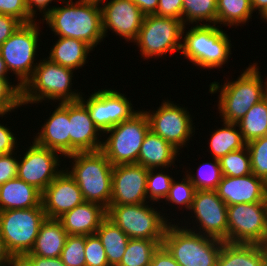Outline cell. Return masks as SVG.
<instances>
[{
  "label": "cell",
  "mask_w": 267,
  "mask_h": 266,
  "mask_svg": "<svg viewBox=\"0 0 267 266\" xmlns=\"http://www.w3.org/2000/svg\"><path fill=\"white\" fill-rule=\"evenodd\" d=\"M11 257H12V254L7 249L5 241L0 235V266H7Z\"/></svg>",
  "instance_id": "obj_53"
},
{
  "label": "cell",
  "mask_w": 267,
  "mask_h": 266,
  "mask_svg": "<svg viewBox=\"0 0 267 266\" xmlns=\"http://www.w3.org/2000/svg\"><path fill=\"white\" fill-rule=\"evenodd\" d=\"M253 12L255 10L259 11V14L262 13L267 8V0H251Z\"/></svg>",
  "instance_id": "obj_54"
},
{
  "label": "cell",
  "mask_w": 267,
  "mask_h": 266,
  "mask_svg": "<svg viewBox=\"0 0 267 266\" xmlns=\"http://www.w3.org/2000/svg\"><path fill=\"white\" fill-rule=\"evenodd\" d=\"M85 266H110L101 240L96 234L86 236Z\"/></svg>",
  "instance_id": "obj_42"
},
{
  "label": "cell",
  "mask_w": 267,
  "mask_h": 266,
  "mask_svg": "<svg viewBox=\"0 0 267 266\" xmlns=\"http://www.w3.org/2000/svg\"><path fill=\"white\" fill-rule=\"evenodd\" d=\"M86 235H67L60 258L65 266H85Z\"/></svg>",
  "instance_id": "obj_38"
},
{
  "label": "cell",
  "mask_w": 267,
  "mask_h": 266,
  "mask_svg": "<svg viewBox=\"0 0 267 266\" xmlns=\"http://www.w3.org/2000/svg\"><path fill=\"white\" fill-rule=\"evenodd\" d=\"M178 152L170 143L149 130L142 142L137 164L147 169L171 167L180 154Z\"/></svg>",
  "instance_id": "obj_25"
},
{
  "label": "cell",
  "mask_w": 267,
  "mask_h": 266,
  "mask_svg": "<svg viewBox=\"0 0 267 266\" xmlns=\"http://www.w3.org/2000/svg\"><path fill=\"white\" fill-rule=\"evenodd\" d=\"M45 220L43 207L0 211V235L9 252L12 255L28 254Z\"/></svg>",
  "instance_id": "obj_9"
},
{
  "label": "cell",
  "mask_w": 267,
  "mask_h": 266,
  "mask_svg": "<svg viewBox=\"0 0 267 266\" xmlns=\"http://www.w3.org/2000/svg\"><path fill=\"white\" fill-rule=\"evenodd\" d=\"M22 23L13 16L0 14V46Z\"/></svg>",
  "instance_id": "obj_47"
},
{
  "label": "cell",
  "mask_w": 267,
  "mask_h": 266,
  "mask_svg": "<svg viewBox=\"0 0 267 266\" xmlns=\"http://www.w3.org/2000/svg\"><path fill=\"white\" fill-rule=\"evenodd\" d=\"M242 138L247 144L252 140L267 136V99L255 104L245 116L237 122Z\"/></svg>",
  "instance_id": "obj_31"
},
{
  "label": "cell",
  "mask_w": 267,
  "mask_h": 266,
  "mask_svg": "<svg viewBox=\"0 0 267 266\" xmlns=\"http://www.w3.org/2000/svg\"><path fill=\"white\" fill-rule=\"evenodd\" d=\"M146 204L109 205L107 217L130 239L163 240L169 222Z\"/></svg>",
  "instance_id": "obj_8"
},
{
  "label": "cell",
  "mask_w": 267,
  "mask_h": 266,
  "mask_svg": "<svg viewBox=\"0 0 267 266\" xmlns=\"http://www.w3.org/2000/svg\"><path fill=\"white\" fill-rule=\"evenodd\" d=\"M149 130L147 115L140 110L105 132L110 135L105 141L102 139L101 151L113 166L137 163L142 142Z\"/></svg>",
  "instance_id": "obj_7"
},
{
  "label": "cell",
  "mask_w": 267,
  "mask_h": 266,
  "mask_svg": "<svg viewBox=\"0 0 267 266\" xmlns=\"http://www.w3.org/2000/svg\"><path fill=\"white\" fill-rule=\"evenodd\" d=\"M73 71L48 57L40 60L31 78L22 87V105L37 104L43 100H58L60 103L79 101L82 95L71 89Z\"/></svg>",
  "instance_id": "obj_5"
},
{
  "label": "cell",
  "mask_w": 267,
  "mask_h": 266,
  "mask_svg": "<svg viewBox=\"0 0 267 266\" xmlns=\"http://www.w3.org/2000/svg\"><path fill=\"white\" fill-rule=\"evenodd\" d=\"M228 243L267 246V203L227 206Z\"/></svg>",
  "instance_id": "obj_12"
},
{
  "label": "cell",
  "mask_w": 267,
  "mask_h": 266,
  "mask_svg": "<svg viewBox=\"0 0 267 266\" xmlns=\"http://www.w3.org/2000/svg\"><path fill=\"white\" fill-rule=\"evenodd\" d=\"M5 114H0L3 117ZM10 128L0 123V155L15 153L17 140Z\"/></svg>",
  "instance_id": "obj_46"
},
{
  "label": "cell",
  "mask_w": 267,
  "mask_h": 266,
  "mask_svg": "<svg viewBox=\"0 0 267 266\" xmlns=\"http://www.w3.org/2000/svg\"><path fill=\"white\" fill-rule=\"evenodd\" d=\"M150 266H180L163 245L153 253Z\"/></svg>",
  "instance_id": "obj_48"
},
{
  "label": "cell",
  "mask_w": 267,
  "mask_h": 266,
  "mask_svg": "<svg viewBox=\"0 0 267 266\" xmlns=\"http://www.w3.org/2000/svg\"><path fill=\"white\" fill-rule=\"evenodd\" d=\"M171 223L166 227L162 245L180 266H217L224 241L197 233L194 226L188 229Z\"/></svg>",
  "instance_id": "obj_4"
},
{
  "label": "cell",
  "mask_w": 267,
  "mask_h": 266,
  "mask_svg": "<svg viewBox=\"0 0 267 266\" xmlns=\"http://www.w3.org/2000/svg\"><path fill=\"white\" fill-rule=\"evenodd\" d=\"M8 78H0V114H7L22 106V86L11 84Z\"/></svg>",
  "instance_id": "obj_40"
},
{
  "label": "cell",
  "mask_w": 267,
  "mask_h": 266,
  "mask_svg": "<svg viewBox=\"0 0 267 266\" xmlns=\"http://www.w3.org/2000/svg\"><path fill=\"white\" fill-rule=\"evenodd\" d=\"M215 25L193 26L182 35L181 53L200 68H222L231 53L229 36Z\"/></svg>",
  "instance_id": "obj_6"
},
{
  "label": "cell",
  "mask_w": 267,
  "mask_h": 266,
  "mask_svg": "<svg viewBox=\"0 0 267 266\" xmlns=\"http://www.w3.org/2000/svg\"><path fill=\"white\" fill-rule=\"evenodd\" d=\"M100 6L104 37L111 29L128 42L137 39L145 15L131 0H109Z\"/></svg>",
  "instance_id": "obj_18"
},
{
  "label": "cell",
  "mask_w": 267,
  "mask_h": 266,
  "mask_svg": "<svg viewBox=\"0 0 267 266\" xmlns=\"http://www.w3.org/2000/svg\"><path fill=\"white\" fill-rule=\"evenodd\" d=\"M59 152L32 142L18 161L17 177L34 186L41 193L63 171L59 170Z\"/></svg>",
  "instance_id": "obj_15"
},
{
  "label": "cell",
  "mask_w": 267,
  "mask_h": 266,
  "mask_svg": "<svg viewBox=\"0 0 267 266\" xmlns=\"http://www.w3.org/2000/svg\"><path fill=\"white\" fill-rule=\"evenodd\" d=\"M215 190L227 206L267 203V183L253 173L243 177L223 176Z\"/></svg>",
  "instance_id": "obj_20"
},
{
  "label": "cell",
  "mask_w": 267,
  "mask_h": 266,
  "mask_svg": "<svg viewBox=\"0 0 267 266\" xmlns=\"http://www.w3.org/2000/svg\"><path fill=\"white\" fill-rule=\"evenodd\" d=\"M34 266H65L60 257L46 258L41 256H27Z\"/></svg>",
  "instance_id": "obj_51"
},
{
  "label": "cell",
  "mask_w": 267,
  "mask_h": 266,
  "mask_svg": "<svg viewBox=\"0 0 267 266\" xmlns=\"http://www.w3.org/2000/svg\"><path fill=\"white\" fill-rule=\"evenodd\" d=\"M52 1L53 0H26L29 14L34 18L37 12L36 10H39V12H43L44 15L42 16L44 18L54 8L49 6V3H52Z\"/></svg>",
  "instance_id": "obj_49"
},
{
  "label": "cell",
  "mask_w": 267,
  "mask_h": 266,
  "mask_svg": "<svg viewBox=\"0 0 267 266\" xmlns=\"http://www.w3.org/2000/svg\"><path fill=\"white\" fill-rule=\"evenodd\" d=\"M101 240L110 266H117L125 253L129 237L108 217L95 233Z\"/></svg>",
  "instance_id": "obj_29"
},
{
  "label": "cell",
  "mask_w": 267,
  "mask_h": 266,
  "mask_svg": "<svg viewBox=\"0 0 267 266\" xmlns=\"http://www.w3.org/2000/svg\"><path fill=\"white\" fill-rule=\"evenodd\" d=\"M185 28L182 20L146 15L134 43L140 48L144 59L159 58L169 52L181 51Z\"/></svg>",
  "instance_id": "obj_10"
},
{
  "label": "cell",
  "mask_w": 267,
  "mask_h": 266,
  "mask_svg": "<svg viewBox=\"0 0 267 266\" xmlns=\"http://www.w3.org/2000/svg\"><path fill=\"white\" fill-rule=\"evenodd\" d=\"M217 266H267V246L224 242Z\"/></svg>",
  "instance_id": "obj_26"
},
{
  "label": "cell",
  "mask_w": 267,
  "mask_h": 266,
  "mask_svg": "<svg viewBox=\"0 0 267 266\" xmlns=\"http://www.w3.org/2000/svg\"><path fill=\"white\" fill-rule=\"evenodd\" d=\"M219 164L223 176L243 177L252 173L247 146L221 157Z\"/></svg>",
  "instance_id": "obj_35"
},
{
  "label": "cell",
  "mask_w": 267,
  "mask_h": 266,
  "mask_svg": "<svg viewBox=\"0 0 267 266\" xmlns=\"http://www.w3.org/2000/svg\"><path fill=\"white\" fill-rule=\"evenodd\" d=\"M149 121L150 130L166 140L178 151L192 137L194 131L192 116L186 108L164 101L156 111H144ZM184 145V146H183Z\"/></svg>",
  "instance_id": "obj_13"
},
{
  "label": "cell",
  "mask_w": 267,
  "mask_h": 266,
  "mask_svg": "<svg viewBox=\"0 0 267 266\" xmlns=\"http://www.w3.org/2000/svg\"><path fill=\"white\" fill-rule=\"evenodd\" d=\"M0 14L13 16L22 24L36 20L29 14L26 0H0Z\"/></svg>",
  "instance_id": "obj_43"
},
{
  "label": "cell",
  "mask_w": 267,
  "mask_h": 266,
  "mask_svg": "<svg viewBox=\"0 0 267 266\" xmlns=\"http://www.w3.org/2000/svg\"><path fill=\"white\" fill-rule=\"evenodd\" d=\"M107 217V209L100 204L83 202L65 212L58 220L68 235H93Z\"/></svg>",
  "instance_id": "obj_23"
},
{
  "label": "cell",
  "mask_w": 267,
  "mask_h": 266,
  "mask_svg": "<svg viewBox=\"0 0 267 266\" xmlns=\"http://www.w3.org/2000/svg\"><path fill=\"white\" fill-rule=\"evenodd\" d=\"M155 169H148L146 192L147 199L152 202H158L168 196L172 181L174 178L162 172L154 173Z\"/></svg>",
  "instance_id": "obj_39"
},
{
  "label": "cell",
  "mask_w": 267,
  "mask_h": 266,
  "mask_svg": "<svg viewBox=\"0 0 267 266\" xmlns=\"http://www.w3.org/2000/svg\"><path fill=\"white\" fill-rule=\"evenodd\" d=\"M13 153L0 155V185L17 177L18 161Z\"/></svg>",
  "instance_id": "obj_44"
},
{
  "label": "cell",
  "mask_w": 267,
  "mask_h": 266,
  "mask_svg": "<svg viewBox=\"0 0 267 266\" xmlns=\"http://www.w3.org/2000/svg\"><path fill=\"white\" fill-rule=\"evenodd\" d=\"M253 63L235 81L212 82L209 86L211 94L220 92L218 109L221 122L237 123L257 103L265 98L267 92V81L261 80L259 66Z\"/></svg>",
  "instance_id": "obj_2"
},
{
  "label": "cell",
  "mask_w": 267,
  "mask_h": 266,
  "mask_svg": "<svg viewBox=\"0 0 267 266\" xmlns=\"http://www.w3.org/2000/svg\"><path fill=\"white\" fill-rule=\"evenodd\" d=\"M104 1H106V0H99V3L102 4Z\"/></svg>",
  "instance_id": "obj_57"
},
{
  "label": "cell",
  "mask_w": 267,
  "mask_h": 266,
  "mask_svg": "<svg viewBox=\"0 0 267 266\" xmlns=\"http://www.w3.org/2000/svg\"><path fill=\"white\" fill-rule=\"evenodd\" d=\"M67 235L58 219L46 218L39 228L33 248L26 256L60 257Z\"/></svg>",
  "instance_id": "obj_27"
},
{
  "label": "cell",
  "mask_w": 267,
  "mask_h": 266,
  "mask_svg": "<svg viewBox=\"0 0 267 266\" xmlns=\"http://www.w3.org/2000/svg\"><path fill=\"white\" fill-rule=\"evenodd\" d=\"M196 192L195 186L191 183L187 175L181 182L173 179L168 196L165 198L168 203L184 205L186 209L190 210L194 195Z\"/></svg>",
  "instance_id": "obj_41"
},
{
  "label": "cell",
  "mask_w": 267,
  "mask_h": 266,
  "mask_svg": "<svg viewBox=\"0 0 267 266\" xmlns=\"http://www.w3.org/2000/svg\"><path fill=\"white\" fill-rule=\"evenodd\" d=\"M260 17L267 22V8L262 13H260Z\"/></svg>",
  "instance_id": "obj_56"
},
{
  "label": "cell",
  "mask_w": 267,
  "mask_h": 266,
  "mask_svg": "<svg viewBox=\"0 0 267 266\" xmlns=\"http://www.w3.org/2000/svg\"><path fill=\"white\" fill-rule=\"evenodd\" d=\"M251 0H217V24L239 26L253 14Z\"/></svg>",
  "instance_id": "obj_32"
},
{
  "label": "cell",
  "mask_w": 267,
  "mask_h": 266,
  "mask_svg": "<svg viewBox=\"0 0 267 266\" xmlns=\"http://www.w3.org/2000/svg\"><path fill=\"white\" fill-rule=\"evenodd\" d=\"M66 4L54 8L44 17L58 37L86 42L92 49L103 41L102 11L99 0H61Z\"/></svg>",
  "instance_id": "obj_1"
},
{
  "label": "cell",
  "mask_w": 267,
  "mask_h": 266,
  "mask_svg": "<svg viewBox=\"0 0 267 266\" xmlns=\"http://www.w3.org/2000/svg\"><path fill=\"white\" fill-rule=\"evenodd\" d=\"M205 20V21H204ZM217 25V0H183L182 22L186 26L195 22ZM187 22V23H186Z\"/></svg>",
  "instance_id": "obj_34"
},
{
  "label": "cell",
  "mask_w": 267,
  "mask_h": 266,
  "mask_svg": "<svg viewBox=\"0 0 267 266\" xmlns=\"http://www.w3.org/2000/svg\"><path fill=\"white\" fill-rule=\"evenodd\" d=\"M56 107L35 136L34 142L59 152L65 158L70 155L69 102L59 103Z\"/></svg>",
  "instance_id": "obj_22"
},
{
  "label": "cell",
  "mask_w": 267,
  "mask_h": 266,
  "mask_svg": "<svg viewBox=\"0 0 267 266\" xmlns=\"http://www.w3.org/2000/svg\"><path fill=\"white\" fill-rule=\"evenodd\" d=\"M190 210L200 226L197 233L228 243L227 205L216 190H196Z\"/></svg>",
  "instance_id": "obj_16"
},
{
  "label": "cell",
  "mask_w": 267,
  "mask_h": 266,
  "mask_svg": "<svg viewBox=\"0 0 267 266\" xmlns=\"http://www.w3.org/2000/svg\"><path fill=\"white\" fill-rule=\"evenodd\" d=\"M72 159L71 171L66 170L78 184L85 202L100 204L108 209L112 193L113 165L99 151L76 152L68 155Z\"/></svg>",
  "instance_id": "obj_3"
},
{
  "label": "cell",
  "mask_w": 267,
  "mask_h": 266,
  "mask_svg": "<svg viewBox=\"0 0 267 266\" xmlns=\"http://www.w3.org/2000/svg\"><path fill=\"white\" fill-rule=\"evenodd\" d=\"M224 127L215 130L210 139L211 156L220 159L230 152L240 150L246 146L237 123L223 122ZM237 129V130H236Z\"/></svg>",
  "instance_id": "obj_30"
},
{
  "label": "cell",
  "mask_w": 267,
  "mask_h": 266,
  "mask_svg": "<svg viewBox=\"0 0 267 266\" xmlns=\"http://www.w3.org/2000/svg\"><path fill=\"white\" fill-rule=\"evenodd\" d=\"M146 15H154L158 8L159 0H131Z\"/></svg>",
  "instance_id": "obj_50"
},
{
  "label": "cell",
  "mask_w": 267,
  "mask_h": 266,
  "mask_svg": "<svg viewBox=\"0 0 267 266\" xmlns=\"http://www.w3.org/2000/svg\"><path fill=\"white\" fill-rule=\"evenodd\" d=\"M36 21L21 24L15 32L0 46V54L7 70L15 74L18 83L23 87L31 78L38 65L36 50L38 49L39 24ZM20 81V82H19Z\"/></svg>",
  "instance_id": "obj_11"
},
{
  "label": "cell",
  "mask_w": 267,
  "mask_h": 266,
  "mask_svg": "<svg viewBox=\"0 0 267 266\" xmlns=\"http://www.w3.org/2000/svg\"><path fill=\"white\" fill-rule=\"evenodd\" d=\"M147 176L148 169L137 163L113 166L110 205L148 203Z\"/></svg>",
  "instance_id": "obj_17"
},
{
  "label": "cell",
  "mask_w": 267,
  "mask_h": 266,
  "mask_svg": "<svg viewBox=\"0 0 267 266\" xmlns=\"http://www.w3.org/2000/svg\"><path fill=\"white\" fill-rule=\"evenodd\" d=\"M42 193L18 177L0 185V211L42 207Z\"/></svg>",
  "instance_id": "obj_24"
},
{
  "label": "cell",
  "mask_w": 267,
  "mask_h": 266,
  "mask_svg": "<svg viewBox=\"0 0 267 266\" xmlns=\"http://www.w3.org/2000/svg\"><path fill=\"white\" fill-rule=\"evenodd\" d=\"M83 202L78 184L66 169L42 192L41 204L48 219H58Z\"/></svg>",
  "instance_id": "obj_19"
},
{
  "label": "cell",
  "mask_w": 267,
  "mask_h": 266,
  "mask_svg": "<svg viewBox=\"0 0 267 266\" xmlns=\"http://www.w3.org/2000/svg\"><path fill=\"white\" fill-rule=\"evenodd\" d=\"M212 161L200 164L195 173L197 176L186 173L196 190H215L220 183L223 175L219 160L212 158Z\"/></svg>",
  "instance_id": "obj_36"
},
{
  "label": "cell",
  "mask_w": 267,
  "mask_h": 266,
  "mask_svg": "<svg viewBox=\"0 0 267 266\" xmlns=\"http://www.w3.org/2000/svg\"><path fill=\"white\" fill-rule=\"evenodd\" d=\"M8 72L9 71L7 70L6 64L0 54V78H8L9 77V75H7Z\"/></svg>",
  "instance_id": "obj_55"
},
{
  "label": "cell",
  "mask_w": 267,
  "mask_h": 266,
  "mask_svg": "<svg viewBox=\"0 0 267 266\" xmlns=\"http://www.w3.org/2000/svg\"><path fill=\"white\" fill-rule=\"evenodd\" d=\"M48 55L52 62L73 70L80 69L86 64V59L93 49L81 40L69 37H58Z\"/></svg>",
  "instance_id": "obj_28"
},
{
  "label": "cell",
  "mask_w": 267,
  "mask_h": 266,
  "mask_svg": "<svg viewBox=\"0 0 267 266\" xmlns=\"http://www.w3.org/2000/svg\"><path fill=\"white\" fill-rule=\"evenodd\" d=\"M7 266H34L26 255H12Z\"/></svg>",
  "instance_id": "obj_52"
},
{
  "label": "cell",
  "mask_w": 267,
  "mask_h": 266,
  "mask_svg": "<svg viewBox=\"0 0 267 266\" xmlns=\"http://www.w3.org/2000/svg\"><path fill=\"white\" fill-rule=\"evenodd\" d=\"M162 243L163 240L129 239L117 266H150L153 253Z\"/></svg>",
  "instance_id": "obj_33"
},
{
  "label": "cell",
  "mask_w": 267,
  "mask_h": 266,
  "mask_svg": "<svg viewBox=\"0 0 267 266\" xmlns=\"http://www.w3.org/2000/svg\"><path fill=\"white\" fill-rule=\"evenodd\" d=\"M88 100L80 101L87 107L91 119L101 134L119 123L130 119L138 111L133 109L131 101L118 90L102 89L94 91Z\"/></svg>",
  "instance_id": "obj_14"
},
{
  "label": "cell",
  "mask_w": 267,
  "mask_h": 266,
  "mask_svg": "<svg viewBox=\"0 0 267 266\" xmlns=\"http://www.w3.org/2000/svg\"><path fill=\"white\" fill-rule=\"evenodd\" d=\"M246 146L252 173L267 183V136L252 140Z\"/></svg>",
  "instance_id": "obj_37"
},
{
  "label": "cell",
  "mask_w": 267,
  "mask_h": 266,
  "mask_svg": "<svg viewBox=\"0 0 267 266\" xmlns=\"http://www.w3.org/2000/svg\"><path fill=\"white\" fill-rule=\"evenodd\" d=\"M183 0H159L154 15L182 20Z\"/></svg>",
  "instance_id": "obj_45"
},
{
  "label": "cell",
  "mask_w": 267,
  "mask_h": 266,
  "mask_svg": "<svg viewBox=\"0 0 267 266\" xmlns=\"http://www.w3.org/2000/svg\"><path fill=\"white\" fill-rule=\"evenodd\" d=\"M69 121L70 155L76 152L101 150L103 141L98 139L101 132L91 119L87 107L80 100L69 102Z\"/></svg>",
  "instance_id": "obj_21"
}]
</instances>
